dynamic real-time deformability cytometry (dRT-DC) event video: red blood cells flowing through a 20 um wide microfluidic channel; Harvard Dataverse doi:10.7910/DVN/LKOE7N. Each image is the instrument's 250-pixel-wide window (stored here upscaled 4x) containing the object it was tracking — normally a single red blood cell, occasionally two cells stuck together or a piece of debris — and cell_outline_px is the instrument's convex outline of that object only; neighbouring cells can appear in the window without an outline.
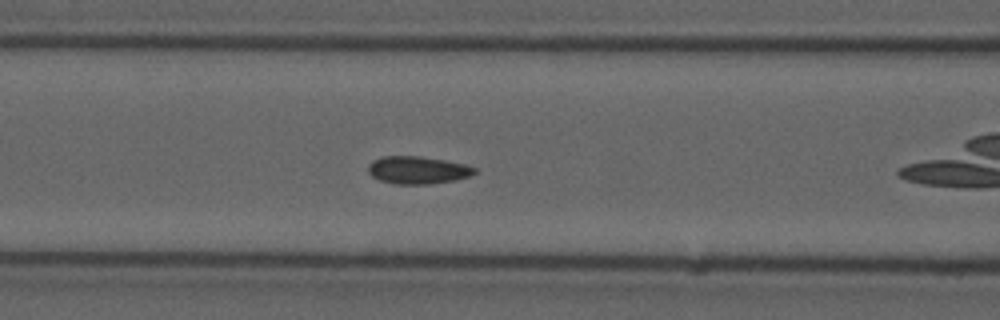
{"species": "common noctule bat (a hibernating species)", "species_latin": "Nyctalus noctula", "temperature_condition": "cold", "stored_images_in_passage": 45, "camera_frame_rate_fps": 3000, "um_per_image_px": 0.085, "animal": {"sex": "male", "forearm_length_mm": 52.5}, "frame": {"image": 1, "passage_image": 11, "time_ms": 3.333, "image_size_px": [1000, 320], "cell_outline_px": [[476, 172], [472, 176], [456, 180], [428, 184], [392, 184], [380, 180], [372, 176], [368, 172], [368, 164], [372, 160], [384, 156], [420, 156], [444, 160], [464, 164], [476, 168]], "centroid_in_image_um": [35.5, 14.46], "position_along_channel_um": 131.1, "area_um2": 17.22}}
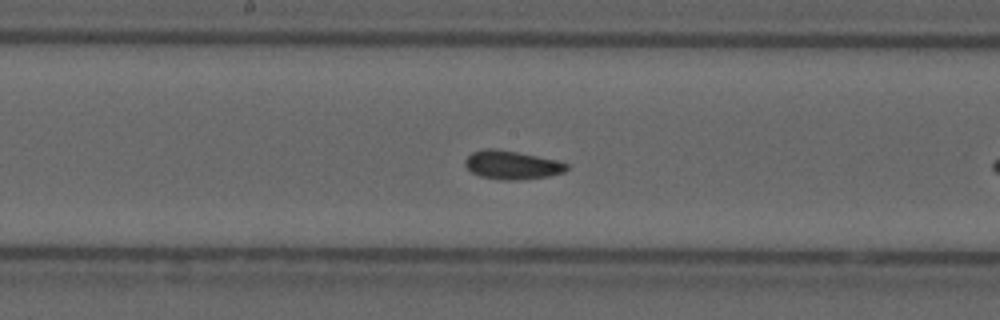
{"frame": {"image": 2, "passage_image": 17, "time_ms": 5.333, "image_size_px": [1000, 320], "cell_outline_px": [[568, 168], [564, 172], [548, 176], [524, 180], [504, 180], [480, 176], [472, 172], [464, 164], [464, 160], [472, 152], [484, 148], [496, 148], [556, 160], [568, 164]], "centroid_in_image_um": [43.49, 14.02], "position_along_channel_um": 204.7, "area_um2": 16.88}}
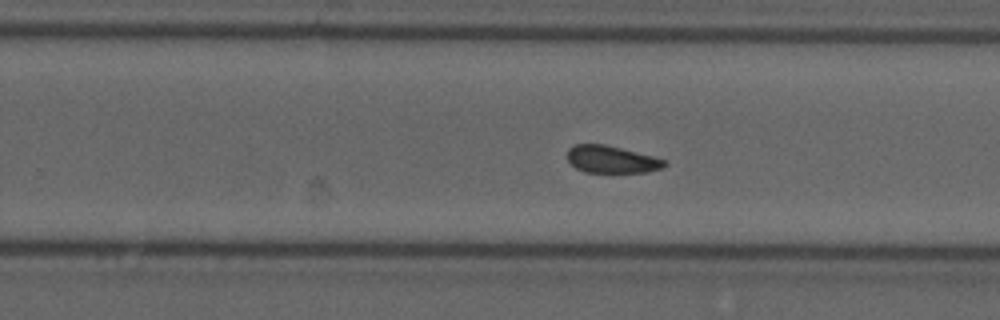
{"frame": {"image": 3, "passage_image": 23, "time_ms": 7.333, "image_size_px": [1000, 320], "cell_outline_px": [[668, 164], [664, 168], [648, 172], [584, 172], [576, 168], [568, 160], [568, 148], [576, 144], [604, 144], [668, 160]], "centroid_in_image_um": [52.02, 13.56], "position_along_channel_um": 277.8, "area_um2": 15.43}}